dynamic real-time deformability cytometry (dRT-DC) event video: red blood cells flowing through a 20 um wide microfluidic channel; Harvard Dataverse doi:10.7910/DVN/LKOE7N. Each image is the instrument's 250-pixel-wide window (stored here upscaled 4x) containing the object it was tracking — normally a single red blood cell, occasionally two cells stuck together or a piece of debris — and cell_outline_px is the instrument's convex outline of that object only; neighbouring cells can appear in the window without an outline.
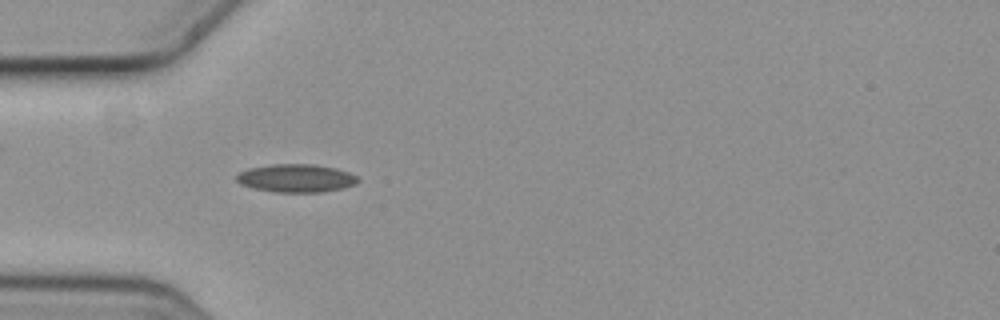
{"species": "common noctule bat (a hibernating species)", "species_latin": "Nyctalus noctula", "temperature_condition": "cold", "stored_images_in_passage": 11, "camera_frame_rate_fps": 3000, "um_per_image_px": 0.085, "animal": {"sex": "female", "body_mass_g": 19.3, "forearm_length_mm": 54.1}, "frame": {"image": 1, "passage_image": 1, "time_ms": 0.0, "image_size_px": [1000, 320], "cell_outline_px": [[360, 180], [356, 184], [344, 188], [320, 192], [276, 192], [256, 188], [240, 184], [236, 180], [236, 176], [240, 172], [248, 168], [272, 164], [316, 164], [336, 168], [348, 172], [356, 176]], "centroid_in_image_um": [25.19, 15.14], "position_along_channel_um": 59.8, "area_um2": 19.88}}
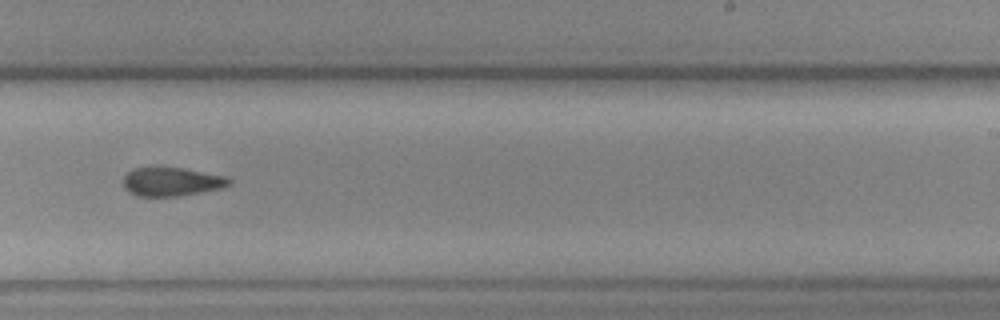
{"frame": {"image": 2, "passage_image": 6, "time_ms": 1.667, "image_size_px": [1000, 320], "cell_outline_px": [[232, 184], [220, 188], [200, 192], [176, 196], [136, 196], [128, 192], [124, 188], [124, 176], [132, 168], [156, 164], [184, 168], [224, 176], [232, 180]], "centroid_in_image_um": [14.52, 15.4], "position_along_channel_um": 274.5, "area_um2": 18.26}}
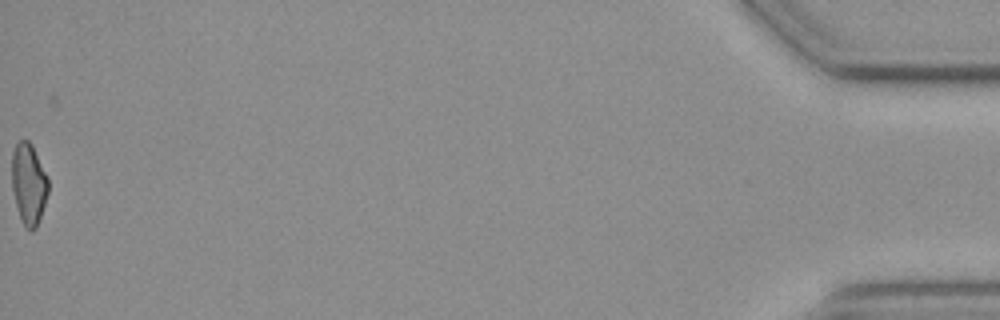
{"frame": {"image": 3, "passage_image": 11, "time_ms": 3.333, "image_size_px": [1000, 320], "cell_outline_px": [[48, 192], [36, 228], [32, 232], [24, 228], [16, 204], [12, 188], [12, 152], [16, 144], [20, 140], [28, 140], [32, 144], [48, 180]], "centroid_in_image_um": [2.42, 15.64], "position_along_channel_um": 432.8, "area_um2": 16.99}}